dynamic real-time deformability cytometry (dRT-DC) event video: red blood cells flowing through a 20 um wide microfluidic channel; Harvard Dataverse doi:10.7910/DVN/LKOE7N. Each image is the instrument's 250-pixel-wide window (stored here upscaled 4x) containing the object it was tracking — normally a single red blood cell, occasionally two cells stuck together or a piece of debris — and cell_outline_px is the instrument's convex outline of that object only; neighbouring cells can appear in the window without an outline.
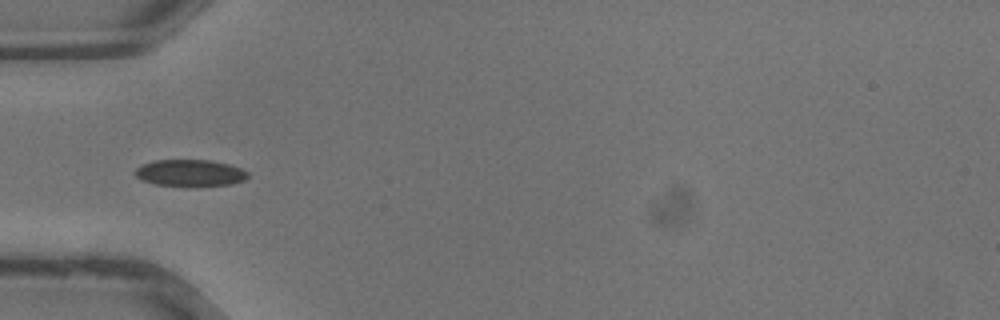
{"species": "common noctule bat (a hibernating species)", "species_latin": "Nyctalus noctula", "temperature_condition": "warm", "stored_images_in_passage": 18, "camera_frame_rate_fps": 3000, "um_per_image_px": 0.085, "animal": {"sex": "male", "body_mass_g": 13.3}, "frame": {"image": 1, "passage_image": 3, "time_ms": 0.667, "image_size_px": [1000, 320], "cell_outline_px": [[248, 176], [244, 180], [232, 184], [188, 188], [156, 184], [140, 180], [136, 176], [136, 168], [140, 164], [156, 160], [212, 160], [228, 164], [240, 168], [248, 172]], "centroid_in_image_um": [16.15, 14.73], "position_along_channel_um": 68.9, "area_um2": 18.03}}